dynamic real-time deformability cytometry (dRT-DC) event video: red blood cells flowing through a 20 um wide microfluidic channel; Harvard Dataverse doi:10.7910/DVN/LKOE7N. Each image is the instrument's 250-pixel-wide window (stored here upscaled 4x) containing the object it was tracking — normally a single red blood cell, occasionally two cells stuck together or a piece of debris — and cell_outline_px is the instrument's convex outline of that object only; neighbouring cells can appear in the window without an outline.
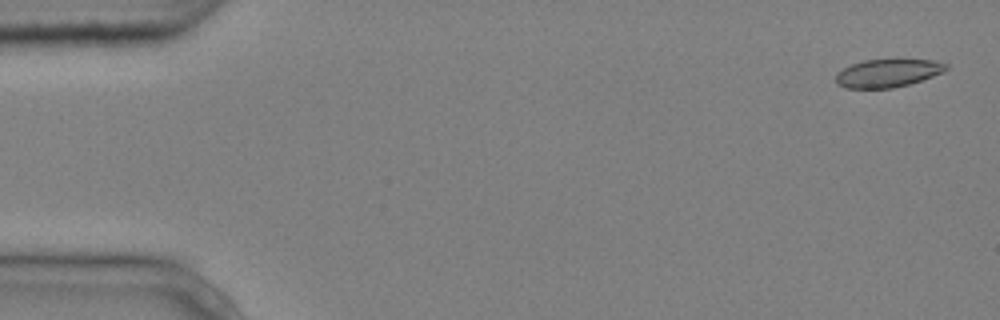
{"species": "common noctule bat (a hibernating species)", "species_latin": "Nyctalus noctula", "temperature_condition": "cold", "stored_images_in_passage": 5, "camera_frame_rate_fps": 3000, "um_per_image_px": 0.085, "animal": {"sex": "male", "body_mass_g": 20.4}, "frame": {"image": 1, "passage_image": 1, "time_ms": 0.0, "image_size_px": [1000, 320], "cell_outline_px": [[948, 68], [944, 72], [908, 84], [892, 88], [844, 88], [836, 84], [836, 72], [852, 64], [864, 60], [932, 60], [948, 64]], "centroid_in_image_um": [75.43, 6.22], "position_along_channel_um": 9.6, "area_um2": 17.86}}
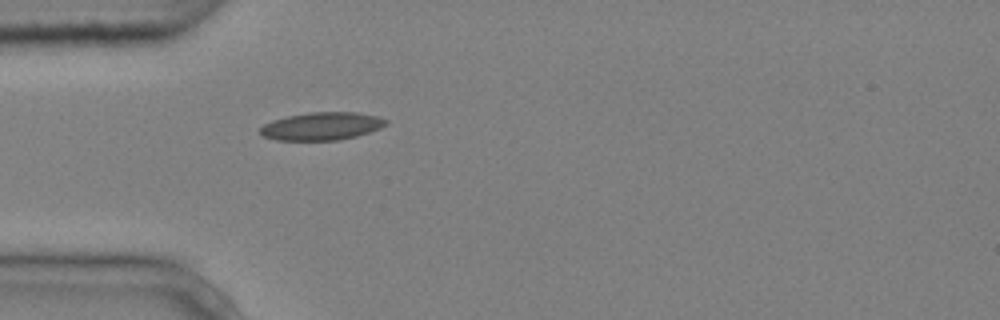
{"frame": {"image": 2, "passage_image": 5, "time_ms": 1.333, "image_size_px": [1000, 320], "cell_outline_px": [[388, 124], [380, 128], [356, 136], [336, 140], [276, 140], [264, 136], [260, 132], [260, 128], [264, 124], [272, 120], [288, 116], [308, 112], [356, 112], [376, 116], [388, 120]], "centroid_in_image_um": [27.35, 10.72], "position_along_channel_um": 57.7, "area_um2": 20.29}}